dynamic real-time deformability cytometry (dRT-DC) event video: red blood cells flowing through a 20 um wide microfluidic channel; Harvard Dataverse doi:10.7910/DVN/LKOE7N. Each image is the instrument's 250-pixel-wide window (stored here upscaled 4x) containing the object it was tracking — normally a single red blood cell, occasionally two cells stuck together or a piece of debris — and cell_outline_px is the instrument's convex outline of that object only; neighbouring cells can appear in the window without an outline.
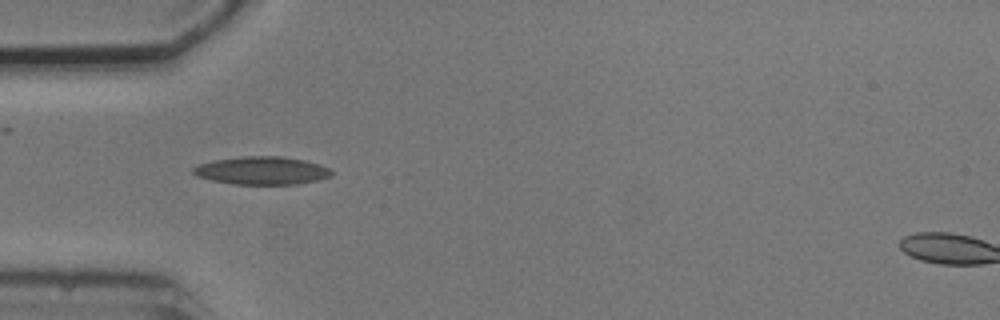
{"species": "common noctule bat (a hibernating species)", "species_latin": "Nyctalus noctula", "temperature_condition": "cold", "stored_images_in_passage": 2, "camera_frame_rate_fps": 3000, "um_per_image_px": 0.085, "animal": {"sex": "male", "body_mass_g": 20.5, "forearm_length_mm": 52.5}, "frame": {"image": 1, "passage_image": 1, "time_ms": 0.0, "image_size_px": [1000, 320], "cell_outline_px": [[332, 176], [300, 184], [232, 184], [212, 180], [196, 176], [192, 172], [192, 168], [200, 164], [212, 160], [240, 156], [284, 156], [304, 160], [320, 164], [328, 168], [332, 172]], "centroid_in_image_um": [22.25, 14.49], "position_along_channel_um": 62.8, "area_um2": 22.66}}
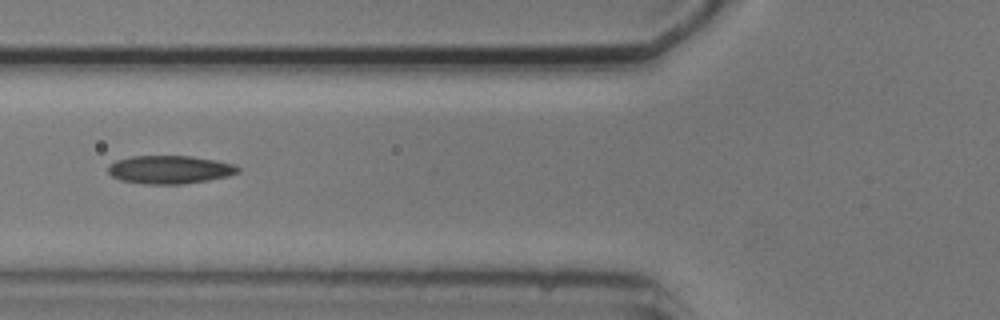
{"frame": {"image": 2, "passage_image": 2, "time_ms": 1.333, "image_size_px": [1000, 320], "cell_outline_px": [[240, 172], [228, 176], [208, 180], [184, 184], [144, 184], [120, 180], [112, 176], [108, 172], [108, 164], [116, 160], [132, 156], [192, 156], [216, 160], [236, 164], [240, 168]], "centroid_in_image_um": [14.44, 14.41], "position_along_channel_um": 111.4, "area_um2": 21.56}}